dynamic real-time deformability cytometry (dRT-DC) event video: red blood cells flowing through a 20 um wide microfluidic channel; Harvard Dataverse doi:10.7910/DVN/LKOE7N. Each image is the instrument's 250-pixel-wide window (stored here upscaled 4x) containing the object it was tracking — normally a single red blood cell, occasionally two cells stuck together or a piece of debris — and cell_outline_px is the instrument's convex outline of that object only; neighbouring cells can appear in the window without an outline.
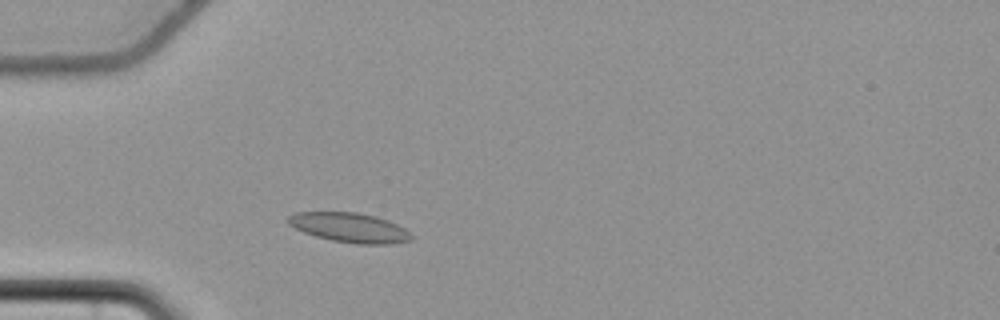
{"species": "common noctule bat (a hibernating species)", "species_latin": "Nyctalus noctula", "temperature_condition": "cold", "stored_images_in_passage": 48, "camera_frame_rate_fps": 3000, "um_per_image_px": 0.085, "animal": {"sex": "female", "body_mass_g": 22.7, "forearm_length_mm": 54.2}, "frame": {"image": 1, "passage_image": 8, "time_ms": 2.333, "image_size_px": [1000, 320], "cell_outline_px": [[416, 236], [412, 240], [392, 244], [360, 244], [332, 240], [316, 236], [304, 232], [288, 224], [284, 220], [288, 216], [296, 212], [356, 212], [376, 216], [388, 220], [404, 228]], "centroid_in_image_um": [29.74, 19.34], "position_along_channel_um": 55.3, "area_um2": 21.39}}
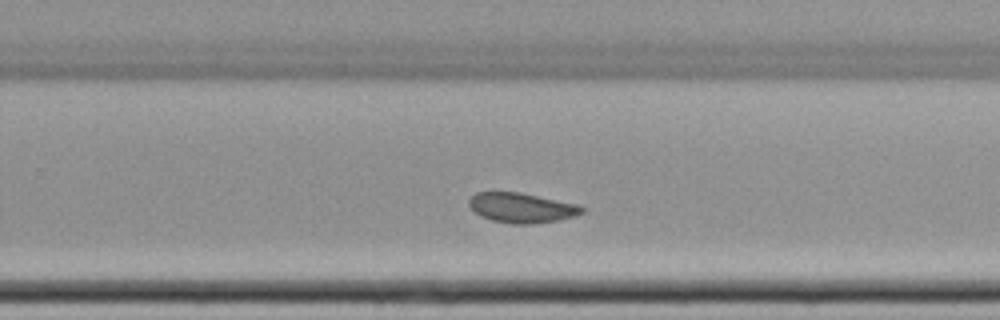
{"frame": {"image": 2, "passage_image": 28, "time_ms": 9.0, "image_size_px": [1000, 320], "cell_outline_px": [[584, 212], [576, 216], [556, 220], [532, 224], [512, 224], [492, 220], [480, 216], [468, 204], [468, 200], [476, 192], [520, 192], [576, 204], [584, 208]], "centroid_in_image_um": [44.32, 17.66], "position_along_channel_um": 285.5, "area_um2": 19.54}}
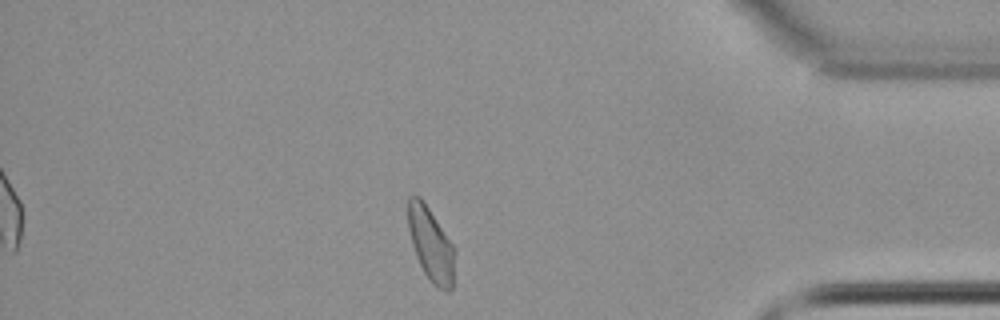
{"frame": {"image": 3, "passage_image": 40, "time_ms": 13.0, "image_size_px": [1000, 320], "cell_outline_px": [[456, 252], [452, 288], [448, 292], [444, 292], [432, 284], [428, 280], [416, 256], [412, 244], [408, 228], [408, 196], [420, 196], [456, 248]], "centroid_in_image_um": [36.65, 20.81], "position_along_channel_um": 398.6, "area_um2": 20.29}, "authors_computed_cell_mechanics": {"area_um2": 20.3456, "velocity_mm_per_s": 3.6301, "shape_relaxation_time_tau1_ms": null, "shape_relaxation_time_tau2_ms": 1.9007, "deformation_change_tau1": null, "deformation_change_tau2": 0.0557}}